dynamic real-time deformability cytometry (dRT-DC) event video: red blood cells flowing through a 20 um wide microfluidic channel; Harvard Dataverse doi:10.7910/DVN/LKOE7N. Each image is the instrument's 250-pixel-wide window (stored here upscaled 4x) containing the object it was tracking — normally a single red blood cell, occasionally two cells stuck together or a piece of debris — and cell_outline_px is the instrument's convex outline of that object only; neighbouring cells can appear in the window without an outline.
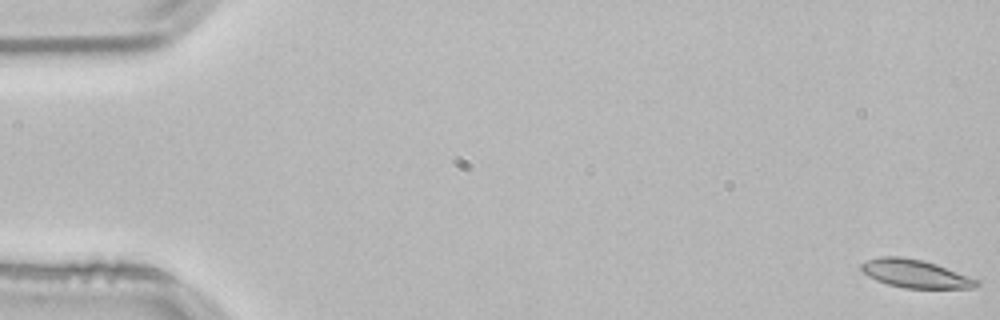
{"species": "common noctule bat (a hibernating species)", "species_latin": "Nyctalus noctula", "temperature_condition": "room temperature", "stored_images_in_passage": 54, "camera_frame_rate_fps": 3000, "um_per_image_px": 0.085, "animal": {"sex": "male", "body_mass_g": 21.5, "forearm_length_mm": 52.0}, "frame": {"image": 1, "passage_image": 1, "time_ms": 0.0, "image_size_px": [1000, 320], "cell_outline_px": [[980, 284], [972, 288], [904, 288], [888, 284], [876, 280], [868, 276], [860, 268], [860, 264], [868, 260], [880, 256], [900, 256], [920, 260], [936, 264], [980, 280]], "centroid_in_image_um": [77.8, 23.27], "position_along_channel_um": 7.2, "area_um2": 18.79}}
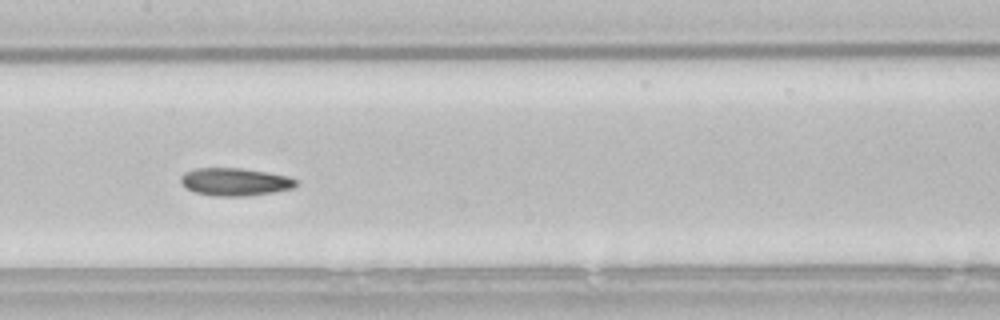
{"frame": {"image": 2, "passage_image": 27, "time_ms": 8.667, "image_size_px": [1000, 320], "cell_outline_px": [[296, 188], [272, 192], [244, 196], [216, 196], [196, 192], [188, 188], [180, 180], [180, 176], [184, 172], [192, 168], [240, 168], [288, 176], [296, 180]], "centroid_in_image_um": [19.96, 15.45], "position_along_channel_um": 187.4, "area_um2": 18.44}}
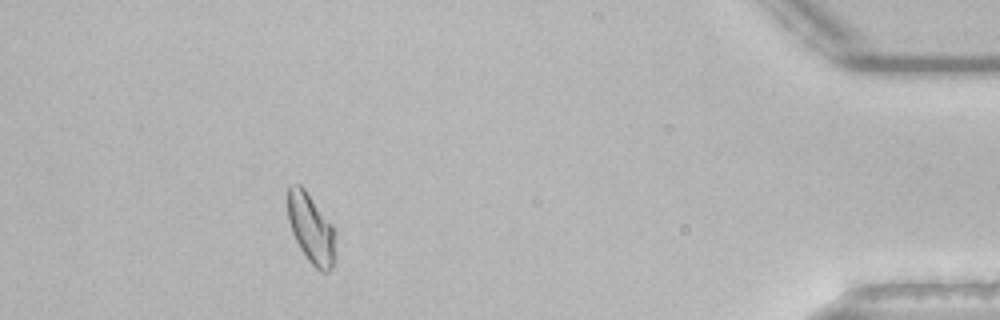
{"frame": {"image": 3, "passage_image": 49, "time_ms": 16.0, "image_size_px": [1000, 320], "cell_outline_px": [[332, 268], [328, 272], [320, 272], [308, 260], [300, 248], [292, 232], [288, 220], [288, 188], [292, 184], [300, 184], [304, 188], [332, 224]], "centroid_in_image_um": [26.38, 19.39], "position_along_channel_um": 408.8, "area_um2": 18.61}, "authors_computed_cell_mechanics": {"area_um2": 18.9006, "velocity_mm_per_s": 3.8046, "shape_relaxation_time_tau1_ms": null, "shape_relaxation_time_tau2_ms": 6.0323, "deformation_change_tau1": null, "deformation_change_tau2": 0.1346}}